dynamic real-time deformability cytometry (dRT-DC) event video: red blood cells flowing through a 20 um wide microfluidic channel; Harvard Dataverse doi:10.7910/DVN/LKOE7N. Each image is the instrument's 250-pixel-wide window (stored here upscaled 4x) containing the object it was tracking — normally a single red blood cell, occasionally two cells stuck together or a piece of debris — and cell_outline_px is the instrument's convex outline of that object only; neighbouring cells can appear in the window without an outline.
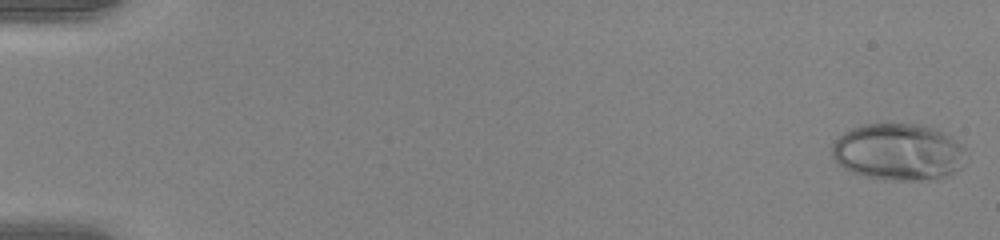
{"species": "human", "species_latin": "Homo sapiens", "temperature_condition": "warm", "stored_images_in_passage": 53, "camera_frame_rate_fps": 3000, "um_per_image_px": 0.085, "donor": {"sex": "female"}, "frame": {"image": 1, "passage_image": 1, "time_ms": 0.0, "image_size_px": [1000, 240], "cell_outline_px": [[964, 148], [960, 168], [956, 172], [948, 176], [924, 180], [880, 180], [864, 176], [852, 172], [836, 164], [832, 156], [832, 144], [844, 132], [860, 124], [924, 124], [936, 128], [952, 136]], "centroid_in_image_um": [76.33, 12.92], "position_along_channel_um": 8.7, "area_um2": 44.74}}
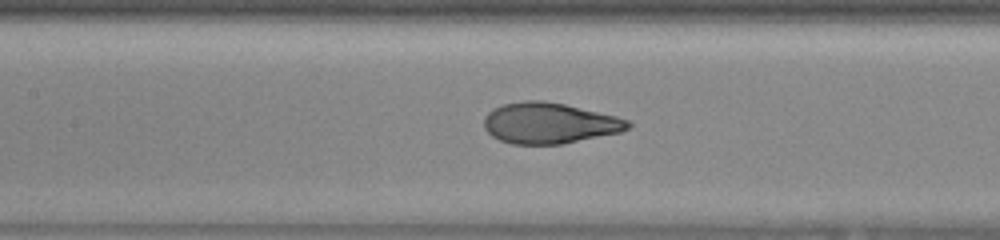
{"frame": {"image": 2, "passage_image": 26, "time_ms": 8.333, "image_size_px": [1000, 240], "cell_outline_px": [[632, 124], [628, 128], [620, 132], [560, 144], [512, 144], [500, 140], [492, 136], [484, 128], [484, 116], [492, 108], [504, 104], [524, 100], [544, 100], [564, 104], [616, 116], [628, 120]], "centroid_in_image_um": [46.65, 10.46], "position_along_channel_um": 160.7, "area_um2": 34.16}}
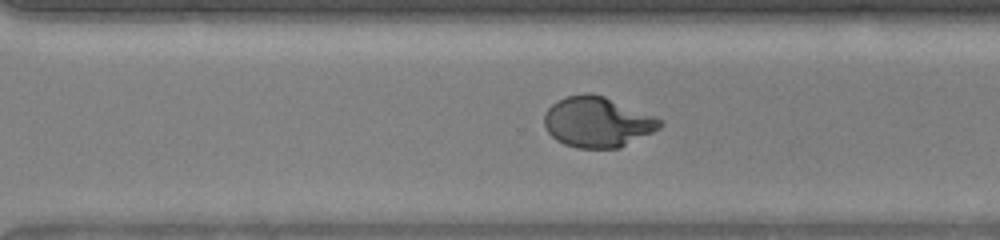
{"frame": {"image": 3, "passage_image": 38, "time_ms": 12.333, "image_size_px": [1000, 240], "cell_outline_px": [[664, 124], [660, 128], [620, 148], [576, 148], [564, 144], [556, 140], [548, 132], [544, 124], [544, 112], [552, 104], [568, 96], [584, 92], [588, 92], [604, 96], [656, 116], [664, 120]], "centroid_in_image_um": [50.79, 10.37], "position_along_channel_um": 319.8, "area_um2": 34.16}, "authors_computed_cell_mechanics": {"area_um2": 35.2002, "velocity_mm_per_s": 3.9875, "shape_relaxation_time_tau1_ms": 5.7313, "shape_relaxation_time_tau2_ms": null, "deformation_change_tau1": 0.2983, "deformation_change_tau2": null}}